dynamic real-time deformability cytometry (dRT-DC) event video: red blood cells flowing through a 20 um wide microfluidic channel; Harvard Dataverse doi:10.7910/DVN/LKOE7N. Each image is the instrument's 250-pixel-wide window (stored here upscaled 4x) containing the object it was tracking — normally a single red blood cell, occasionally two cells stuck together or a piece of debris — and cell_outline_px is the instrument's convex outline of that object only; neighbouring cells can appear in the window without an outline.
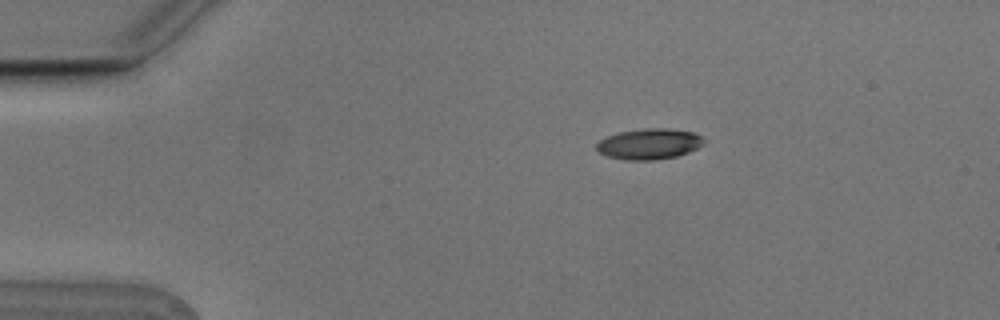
{"species": "Egyptian fruit bat (a non-hibernating species)", "species_latin": "Rousettus aegyptiacus", "temperature_condition": "cold", "stored_images_in_passage": 5, "camera_frame_rate_fps": 3000, "um_per_image_px": 0.085, "animal": {"sex": "male"}, "frame": {"image": 1, "passage_image": 2, "time_ms": 0.333, "image_size_px": [1000, 320], "cell_outline_px": [[704, 144], [688, 152], [676, 156], [656, 160], [624, 160], [608, 156], [600, 152], [596, 148], [596, 144], [600, 140], [608, 136], [620, 132], [644, 128], [668, 128], [692, 132], [700, 136], [704, 140]], "centroid_in_image_um": [55.18, 12.24], "position_along_channel_um": 29.8, "area_um2": 19.07}}
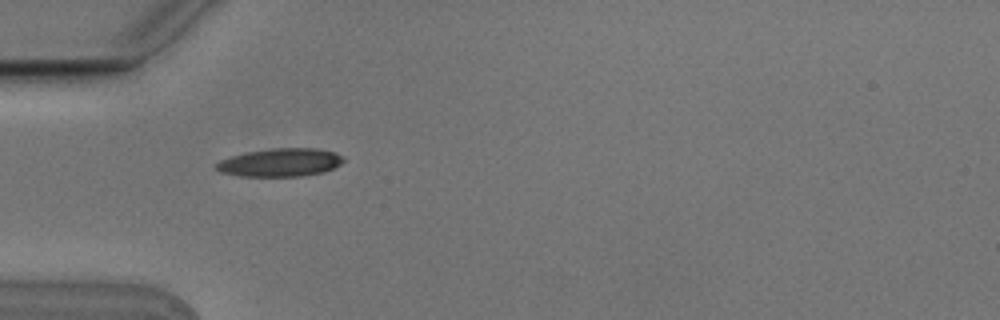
{"frame": {"image": 2, "passage_image": 4, "time_ms": 1.0, "image_size_px": [1000, 320], "cell_outline_px": [[344, 160], [340, 164], [324, 172], [304, 176], [240, 176], [220, 172], [216, 168], [216, 164], [220, 160], [232, 156], [248, 152], [272, 148], [316, 148], [336, 152], [344, 156]], "centroid_in_image_um": [23.86, 13.81], "position_along_channel_um": 61.1, "area_um2": 20.87}}